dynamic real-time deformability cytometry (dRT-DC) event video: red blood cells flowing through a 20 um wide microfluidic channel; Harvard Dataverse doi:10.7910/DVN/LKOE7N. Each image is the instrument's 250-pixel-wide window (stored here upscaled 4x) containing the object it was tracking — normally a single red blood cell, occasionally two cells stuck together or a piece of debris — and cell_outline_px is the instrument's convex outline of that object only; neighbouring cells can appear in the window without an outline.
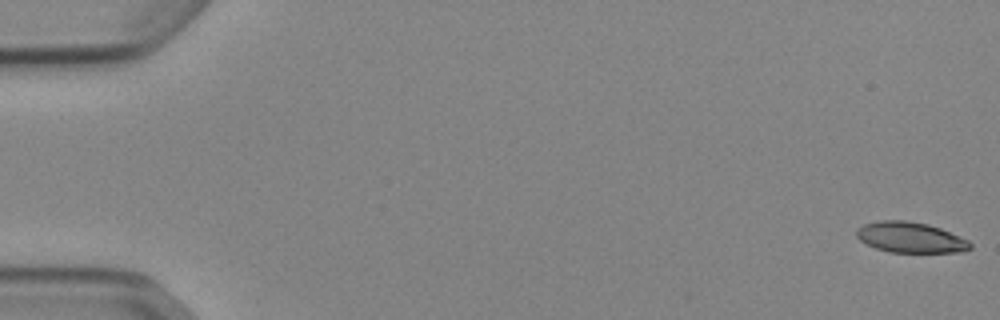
{"species": "Egyptian fruit bat (a non-hibernating species)", "species_latin": "Rousettus aegyptiacus", "temperature_condition": "cold", "stored_images_in_passage": 53, "camera_frame_rate_fps": 3000, "um_per_image_px": 0.085, "animal": {"sex": "female"}, "frame": {"image": 1, "passage_image": 1, "time_ms": 0.0, "image_size_px": [1000, 320], "cell_outline_px": [[972, 248], [960, 252], [888, 252], [876, 248], [860, 240], [856, 236], [856, 228], [864, 224], [880, 220], [904, 220], [928, 224], [940, 228], [968, 240], [972, 244]], "centroid_in_image_um": [77.37, 20.18], "position_along_channel_um": 7.6, "area_um2": 20.23}}
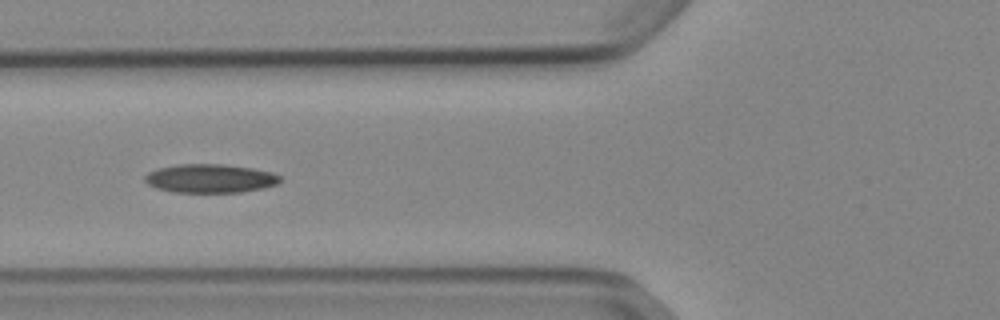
{"frame": {"image": 2, "passage_image": 21, "time_ms": 6.667, "image_size_px": [1000, 320], "cell_outline_px": [[280, 180], [276, 184], [264, 188], [240, 192], [172, 192], [156, 188], [148, 184], [144, 180], [144, 176], [148, 172], [160, 168], [180, 164], [220, 164], [252, 168], [272, 172], [280, 176]], "centroid_in_image_um": [17.85, 15.17], "position_along_channel_um": 108.0, "area_um2": 22.48}}
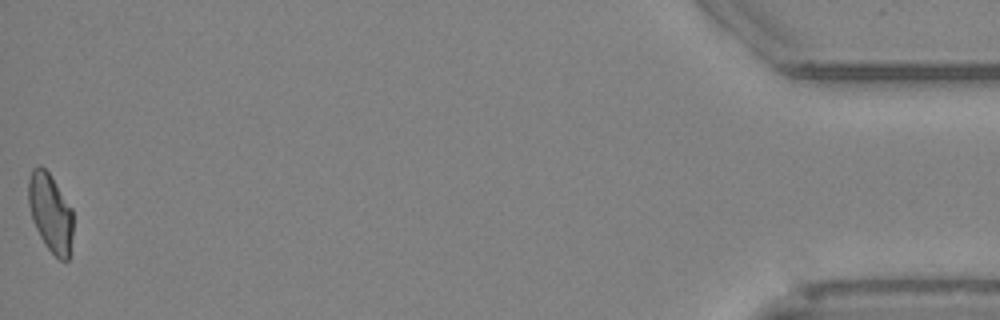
{"frame": {"image": 3, "passage_image": 53, "time_ms": 17.333, "image_size_px": [1000, 320], "cell_outline_px": [[72, 236], [68, 260], [60, 260], [44, 244], [32, 220], [28, 204], [28, 180], [32, 168], [40, 164], [48, 172], [72, 208]], "centroid_in_image_um": [4.27, 18.06], "position_along_channel_um": 430.9, "area_um2": 20.29}, "authors_computed_cell_mechanics": {"area_um2": 21.386, "velocity_mm_per_s": 3.876, "shape_relaxation_time_tau1_ms": null, "shape_relaxation_time_tau2_ms": 9.0991, "deformation_change_tau1": null, "deformation_change_tau2": 0.1843}}